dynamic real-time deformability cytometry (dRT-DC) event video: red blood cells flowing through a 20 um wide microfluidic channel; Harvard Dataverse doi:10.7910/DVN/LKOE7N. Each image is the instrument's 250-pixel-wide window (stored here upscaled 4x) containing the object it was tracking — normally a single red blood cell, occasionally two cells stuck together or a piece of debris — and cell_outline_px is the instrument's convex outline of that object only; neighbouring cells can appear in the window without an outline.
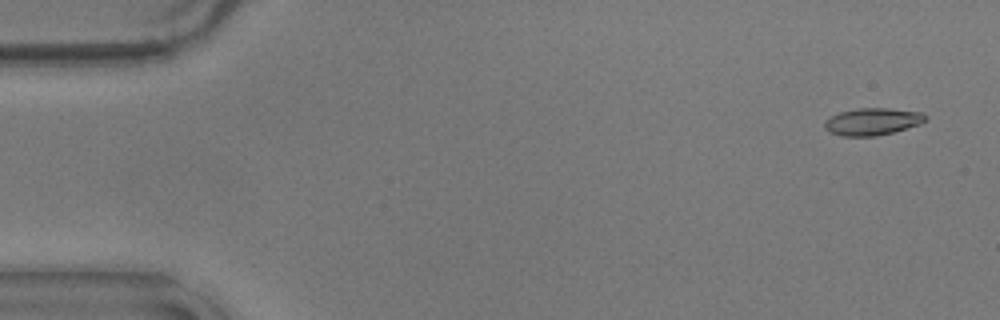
{"species": "common noctule bat (a hibernating species)", "species_latin": "Nyctalus noctula", "temperature_condition": "warm", "stored_images_in_passage": 57, "camera_frame_rate_fps": 3000, "um_per_image_px": 0.085, "animal": {"sex": "male", "body_mass_g": 17.9}, "frame": {"image": 1, "passage_image": 3, "time_ms": 0.667, "image_size_px": [1000, 320], "cell_outline_px": [[928, 116], [920, 124], [892, 132], [876, 136], [840, 136], [828, 132], [824, 128], [824, 120], [840, 112], [856, 108], [888, 108], [920, 112]], "centroid_in_image_um": [74.11, 10.34], "position_along_channel_um": 10.9, "area_um2": 15.95}}
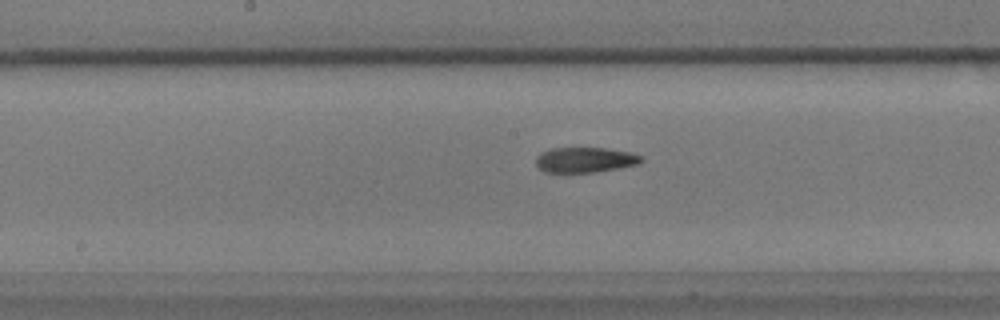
{"frame": {"image": 2, "passage_image": 29, "time_ms": 9.333, "image_size_px": [1000, 320], "cell_outline_px": [[644, 160], [640, 164], [620, 168], [592, 172], [544, 172], [536, 164], [536, 156], [540, 152], [552, 148], [604, 148], [628, 152], [640, 156]], "centroid_in_image_um": [49.72, 13.59], "position_along_channel_um": 198.5, "area_um2": 15.43}}
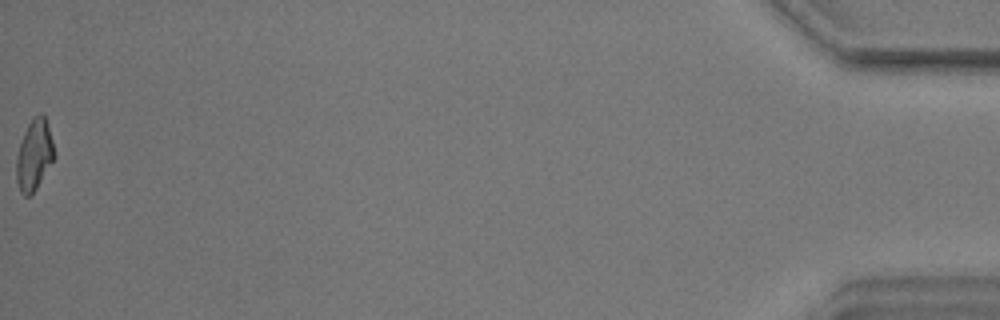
{"frame": {"image": 3, "passage_image": 57, "time_ms": 18.667, "image_size_px": [1000, 320], "cell_outline_px": [[56, 156], [36, 188], [28, 196], [24, 196], [20, 192], [16, 180], [16, 156], [24, 132], [28, 124], [40, 112], [44, 116], [52, 140]], "centroid_in_image_um": [2.9, 13.2], "position_along_channel_um": 432.3, "area_um2": 15.37}, "authors_computed_cell_mechanics": {"area_um2": 15.9528, "velocity_mm_per_s": 3.5754, "shape_relaxation_time_tau1_ms": 6.4338, "shape_relaxation_time_tau2_ms": 2.9069, "deformation_change_tau1": 0.2223, "deformation_change_tau2": 0.1104}}